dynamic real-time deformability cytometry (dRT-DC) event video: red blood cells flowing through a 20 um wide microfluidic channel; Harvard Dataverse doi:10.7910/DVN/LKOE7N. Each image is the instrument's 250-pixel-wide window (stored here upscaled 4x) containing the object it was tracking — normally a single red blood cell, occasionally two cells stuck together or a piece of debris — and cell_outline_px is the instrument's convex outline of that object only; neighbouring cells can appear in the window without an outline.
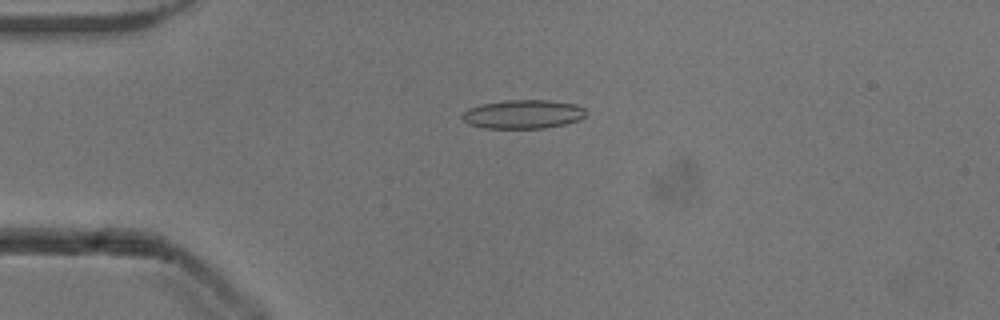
{"species": "common noctule bat (a hibernating species)", "species_latin": "Nyctalus noctula", "temperature_condition": "cold", "stored_images_in_passage": 53, "camera_frame_rate_fps": 3000, "um_per_image_px": 0.085, "animal": {"sex": "male", "body_mass_g": 13.3}, "frame": {"image": 1, "passage_image": 13, "time_ms": 4.0, "image_size_px": [1000, 320], "cell_outline_px": [[588, 112], [580, 120], [564, 124], [544, 128], [484, 128], [468, 124], [460, 116], [468, 108], [480, 104], [504, 100], [548, 100], [576, 104], [584, 108]], "centroid_in_image_um": [44.46, 9.7], "position_along_channel_um": 40.5, "area_um2": 20.92}}
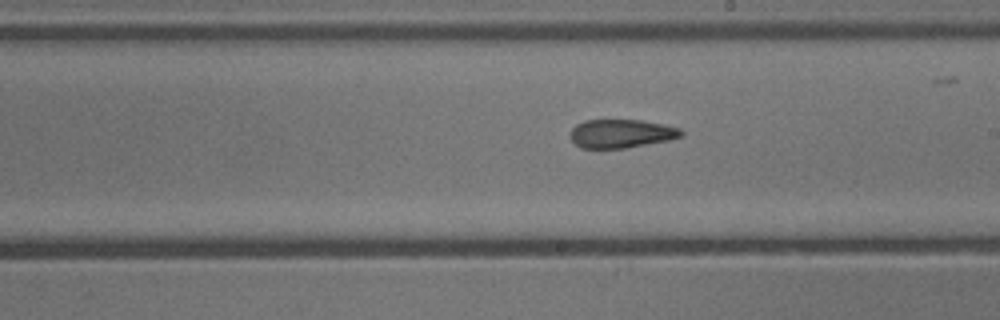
{"frame": {"image": 2, "passage_image": 30, "time_ms": 9.667, "image_size_px": [1000, 320], "cell_outline_px": [[684, 132], [680, 136], [668, 140], [628, 148], [580, 148], [572, 140], [572, 128], [576, 124], [584, 120], [640, 120], [664, 124], [680, 128]], "centroid_in_image_um": [52.82, 11.35], "position_along_channel_um": 236.2, "area_um2": 18.38}}
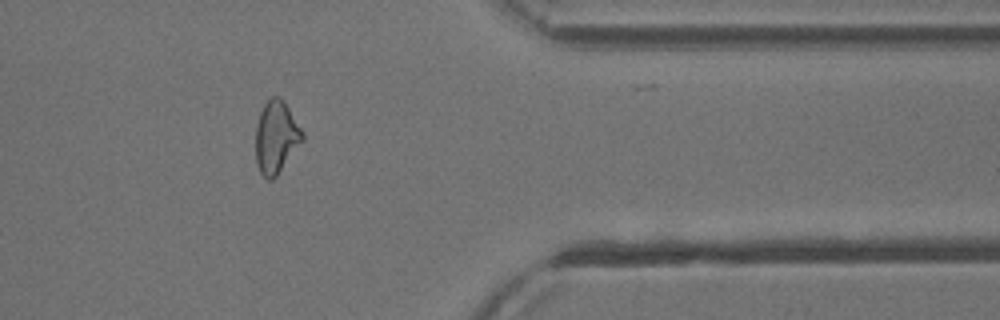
{"frame": {"image": 3, "passage_image": 43, "time_ms": 14.0, "image_size_px": [1000, 320], "cell_outline_px": [[304, 140], [276, 176], [272, 180], [268, 180], [260, 172], [256, 164], [256, 128], [260, 112], [264, 104], [272, 96], [280, 96], [284, 100], [304, 132]], "centroid_in_image_um": [23.49, 11.64], "position_along_channel_um": 387.9, "area_um2": 19.83}, "authors_computed_cell_mechanics": {"area_um2": 19.9988, "velocity_mm_per_s": 3.9223, "shape_relaxation_time_tau1_ms": 6.9404, "shape_relaxation_time_tau2_ms": 2.1383, "deformation_change_tau1": 0.1702, "deformation_change_tau2": 0.1083}}